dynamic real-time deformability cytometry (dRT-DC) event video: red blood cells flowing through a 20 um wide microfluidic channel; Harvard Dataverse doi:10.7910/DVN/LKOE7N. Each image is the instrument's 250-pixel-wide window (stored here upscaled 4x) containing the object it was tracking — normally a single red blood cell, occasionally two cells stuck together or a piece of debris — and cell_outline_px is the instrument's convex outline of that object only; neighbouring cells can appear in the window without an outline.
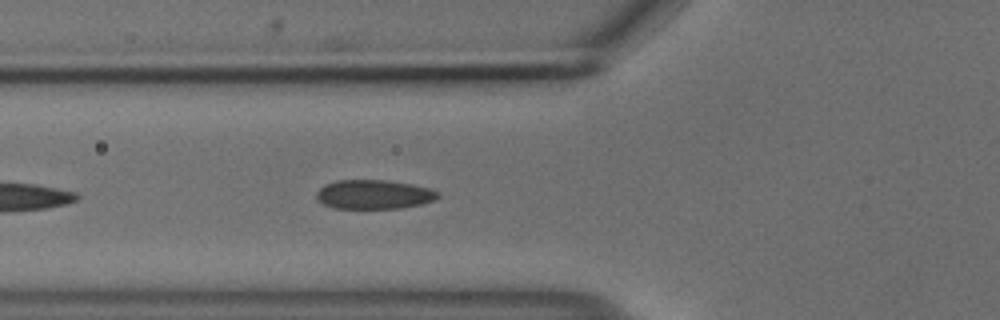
{"species": "common noctule bat (a hibernating species)", "species_latin": "Nyctalus noctula", "temperature_condition": "cold", "stored_images_in_passage": 18, "camera_frame_rate_fps": 3000, "um_per_image_px": 0.085, "animal": {"sex": "male", "body_mass_g": 18.8}, "frame": {"image": 1, "passage_image": 6, "time_ms": 1.667, "image_size_px": [1000, 320], "cell_outline_px": [[440, 196], [436, 200], [420, 204], [400, 208], [332, 208], [324, 204], [316, 196], [316, 192], [324, 184], [336, 180], [384, 180], [412, 184], [428, 188], [440, 192]], "centroid_in_image_um": [31.79, 16.52], "position_along_channel_um": 94.0, "area_um2": 20.63}}